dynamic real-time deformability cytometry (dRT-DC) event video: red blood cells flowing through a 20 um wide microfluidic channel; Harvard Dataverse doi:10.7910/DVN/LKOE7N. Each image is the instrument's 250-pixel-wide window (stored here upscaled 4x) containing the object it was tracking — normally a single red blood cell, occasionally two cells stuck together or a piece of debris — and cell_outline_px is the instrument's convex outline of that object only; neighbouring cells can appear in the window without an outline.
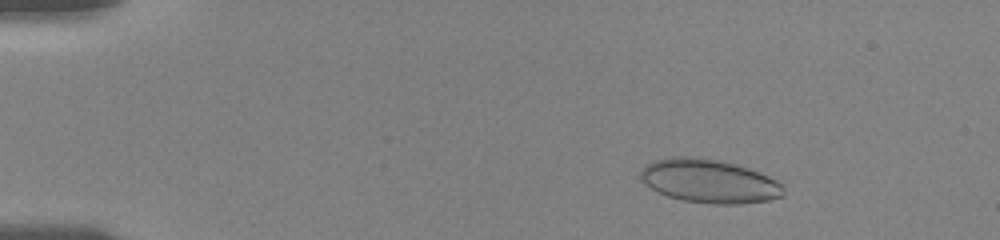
{"species": "human", "species_latin": "Homo sapiens", "temperature_condition": "room temperature", "stored_images_in_passage": 32, "camera_frame_rate_fps": 3000, "um_per_image_px": 0.085, "donor": {"sex": "female"}, "frame": {"image": 1, "passage_image": 5, "time_ms": 2.0, "image_size_px": [1000, 240], "cell_outline_px": [[784, 196], [768, 200], [740, 204], [712, 204], [684, 200], [668, 196], [644, 184], [640, 180], [640, 172], [648, 164], [656, 160], [680, 156], [696, 156], [716, 160], [748, 168], [768, 176], [776, 180], [784, 188]], "centroid_in_image_um": [60.29, 15.4], "position_along_channel_um": 24.7, "area_um2": 35.95}}
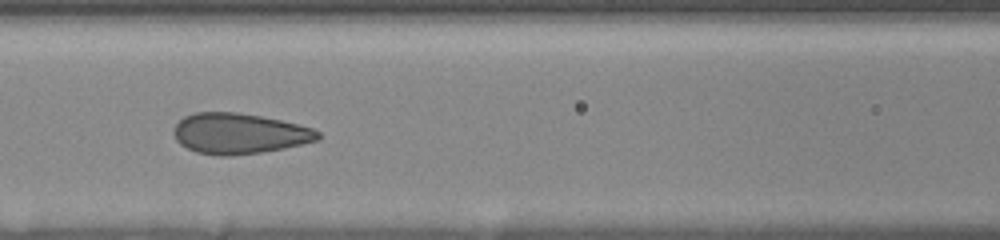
{"frame": {"image": 2, "passage_image": 27, "time_ms": 7.667, "image_size_px": [1000, 240], "cell_outline_px": [[320, 140], [284, 148], [260, 152], [228, 156], [220, 156], [196, 152], [180, 144], [176, 140], [172, 132], [176, 124], [184, 116], [196, 112], [236, 112], [260, 116], [280, 120], [312, 128], [320, 132]], "centroid_in_image_um": [20.31, 11.35], "position_along_channel_um": 146.3, "area_um2": 34.04}}
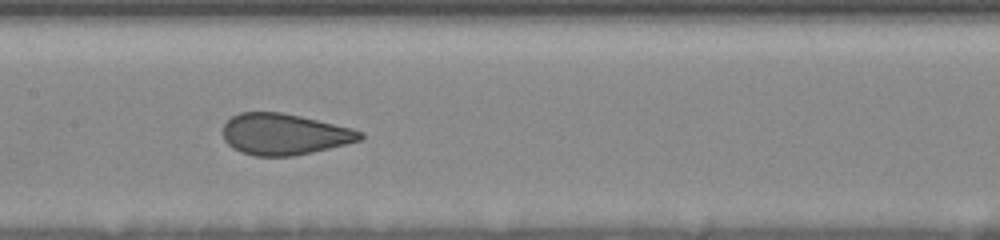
{"frame": {"image": 3, "passage_image": 31, "time_ms": 8.667, "image_size_px": [1000, 240], "cell_outline_px": [[364, 136], [360, 140], [312, 152], [292, 156], [256, 156], [240, 152], [232, 148], [224, 140], [224, 124], [232, 116], [240, 112], [280, 112], [300, 116], [352, 128], [364, 132]], "centroid_in_image_um": [24.15, 11.41], "position_along_channel_um": 183.3, "area_um2": 32.77}}